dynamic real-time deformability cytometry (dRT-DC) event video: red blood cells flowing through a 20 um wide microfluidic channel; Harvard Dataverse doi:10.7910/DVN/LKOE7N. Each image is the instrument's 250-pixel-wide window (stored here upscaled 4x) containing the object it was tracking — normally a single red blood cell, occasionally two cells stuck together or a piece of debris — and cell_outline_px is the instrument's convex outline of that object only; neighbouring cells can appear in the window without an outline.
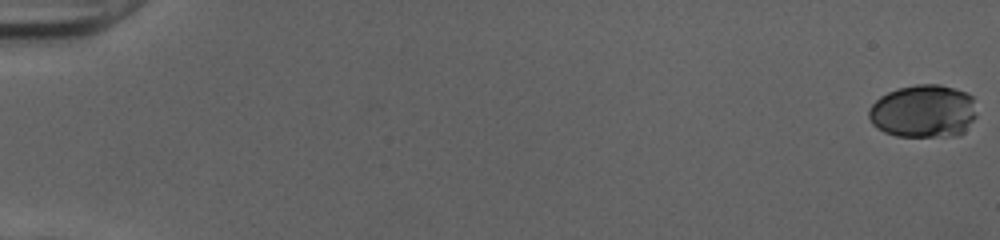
{"species": "human", "species_latin": "Homo sapiens", "temperature_condition": "cold", "stored_images_in_passage": 53, "camera_frame_rate_fps": 3000, "um_per_image_px": 0.085, "donor": {"sex": "female"}, "frame": {"image": 1, "passage_image": 1, "time_ms": 0.0, "image_size_px": [1000, 240], "cell_outline_px": [[976, 116], [964, 132], [960, 136], [896, 136], [884, 132], [876, 128], [872, 124], [868, 116], [868, 112], [872, 104], [880, 96], [888, 92], [900, 88], [916, 84], [940, 84], [968, 92], [972, 96], [976, 112]], "centroid_in_image_um": [78.5, 9.46], "position_along_channel_um": 6.5, "area_um2": 33.58}}
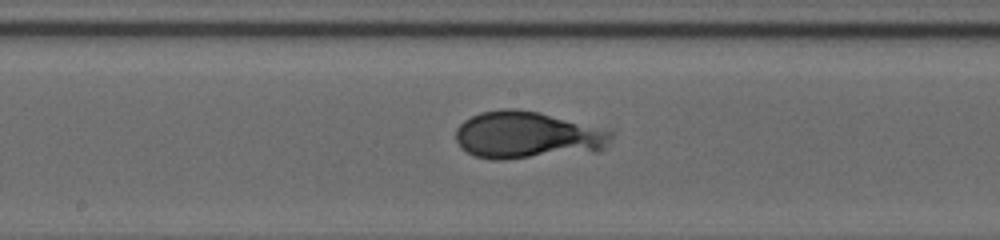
{"frame": {"image": 2, "passage_image": 30, "time_ms": 9.667, "image_size_px": [1000, 240], "cell_outline_px": [[616, 132], [608, 144], [600, 152], [504, 160], [492, 160], [476, 156], [460, 148], [456, 140], [456, 128], [464, 120], [480, 112], [500, 108], [516, 108], [540, 112], [616, 128]], "centroid_in_image_um": [44.98, 11.48], "position_along_channel_um": 203.2, "area_um2": 44.68}}
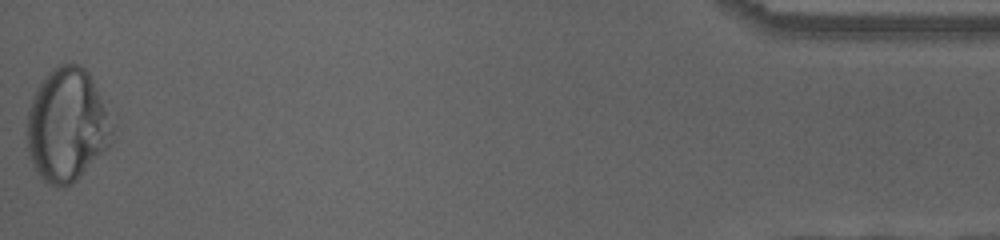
{"frame": {"image": 3, "passage_image": 53, "time_ms": 17.333, "image_size_px": [1000, 240], "cell_outline_px": [[120, 128], [112, 144], [72, 184], [64, 188], [60, 188], [48, 184], [36, 172], [32, 164], [28, 152], [24, 132], [28, 108], [32, 96], [36, 88], [44, 76], [56, 64], [68, 60], [80, 64], [88, 72], [116, 112]], "centroid_in_image_um": [5.79, 10.58], "position_along_channel_um": 429.4, "area_um2": 59.88}}